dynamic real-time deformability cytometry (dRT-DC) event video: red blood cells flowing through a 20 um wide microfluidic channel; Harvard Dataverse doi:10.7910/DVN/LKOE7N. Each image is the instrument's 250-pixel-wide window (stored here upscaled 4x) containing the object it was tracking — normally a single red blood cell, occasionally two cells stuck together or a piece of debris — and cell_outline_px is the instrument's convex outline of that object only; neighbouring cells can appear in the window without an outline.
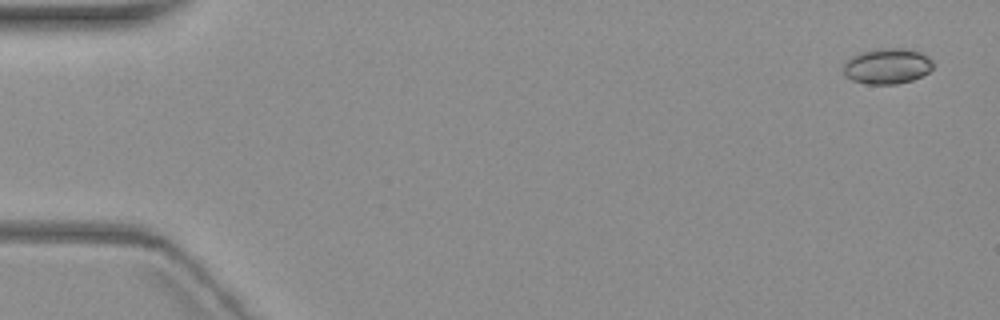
{"species": "common noctule bat (a hibernating species)", "species_latin": "Nyctalus noctula", "temperature_condition": "warm", "stored_images_in_passage": 5, "camera_frame_rate_fps": 3000, "um_per_image_px": 0.085, "animal": {"sex": "female", "body_mass_g": 19.3, "forearm_length_mm": 54.1}, "frame": {"image": 1, "passage_image": 1, "time_ms": 0.0, "image_size_px": [1000, 320], "cell_outline_px": [[932, 68], [928, 72], [912, 80], [896, 84], [868, 84], [852, 80], [840, 68], [852, 56], [860, 52], [880, 48], [908, 48], [920, 52], [932, 60]], "centroid_in_image_um": [75.4, 5.61], "position_along_channel_um": 9.6, "area_um2": 18.55}}
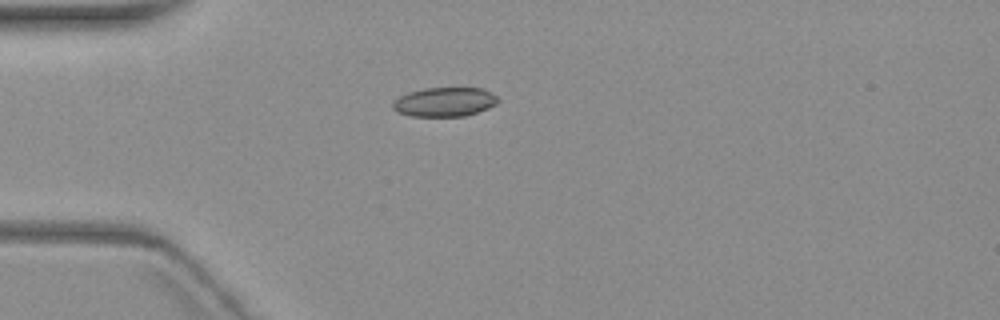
{"frame": {"image": 2, "passage_image": 5, "time_ms": 4.667, "image_size_px": [1000, 320], "cell_outline_px": [[500, 100], [496, 104], [488, 108], [464, 116], [412, 116], [396, 112], [392, 108], [392, 104], [400, 96], [408, 92], [424, 88], [480, 88], [496, 96]], "centroid_in_image_um": [37.76, 8.67], "position_along_channel_um": 47.2, "area_um2": 17.74}}